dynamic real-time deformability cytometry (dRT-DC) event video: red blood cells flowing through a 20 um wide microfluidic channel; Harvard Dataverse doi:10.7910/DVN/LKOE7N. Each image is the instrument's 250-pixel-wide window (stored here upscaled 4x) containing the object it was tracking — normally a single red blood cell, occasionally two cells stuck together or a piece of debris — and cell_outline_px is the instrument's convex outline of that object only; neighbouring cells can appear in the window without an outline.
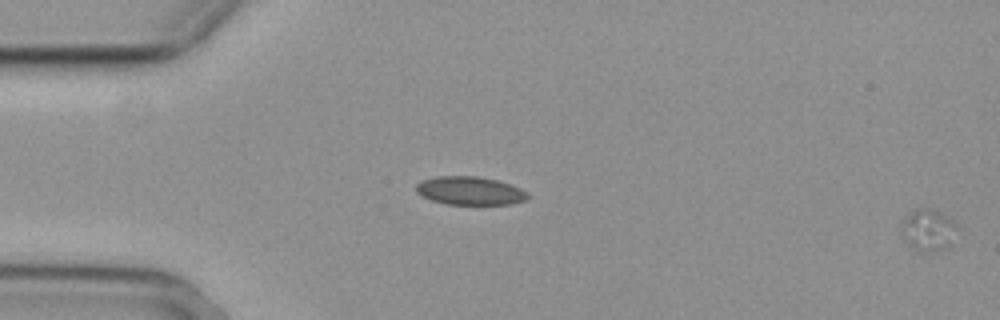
{"species": "common noctule bat (a hibernating species)", "species_latin": "Nyctalus noctula", "temperature_condition": "cold", "stored_images_in_passage": 15, "camera_frame_rate_fps": 3000, "um_per_image_px": 0.085, "animal": {"sex": "female", "body_mass_g": 29.2, "forearm_length_mm": 56.3}, "frame": {"image": 1, "passage_image": 1, "time_ms": 0.0, "image_size_px": [1000, 320], "cell_outline_px": [[960, 228], [948, 248], [940, 252], [920, 252], [912, 248], [904, 240], [900, 232], [900, 224], [904, 216], [916, 208], [928, 208], [940, 212], [956, 220]], "centroid_in_image_um": [78.92, 19.56], "position_along_channel_um": 6.1, "area_um2": 14.45}}
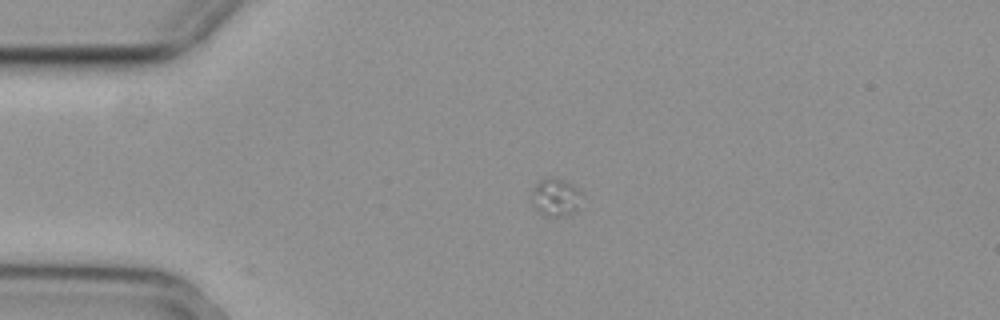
{"frame": {"image": 2, "passage_image": 15, "time_ms": 4.667, "image_size_px": [1000, 320], "cell_outline_px": [[584, 196], [580, 208], [564, 216], [544, 216], [532, 204], [532, 192], [536, 184], [540, 180], [548, 176], [556, 176], [572, 184], [584, 192]], "centroid_in_image_um": [47.3, 16.74], "position_along_channel_um": 37.7, "area_um2": 11.5}}